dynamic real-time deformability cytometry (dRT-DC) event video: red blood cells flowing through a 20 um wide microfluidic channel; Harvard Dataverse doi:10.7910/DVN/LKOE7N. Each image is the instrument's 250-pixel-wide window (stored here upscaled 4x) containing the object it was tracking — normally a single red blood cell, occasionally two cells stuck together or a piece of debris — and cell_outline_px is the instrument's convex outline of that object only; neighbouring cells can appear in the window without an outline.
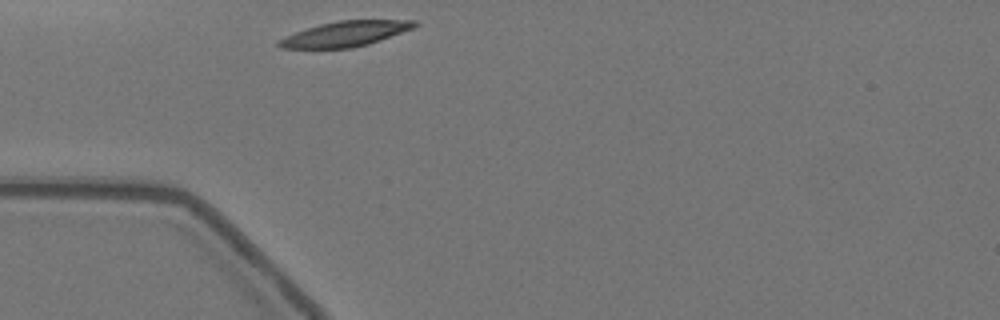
{"species": "Egyptian fruit bat (a non-hibernating species)", "species_latin": "Rousettus aegyptiacus", "temperature_condition": "warm", "stored_images_in_passage": 28, "camera_frame_rate_fps": 3000, "um_per_image_px": 0.085, "animal": {"sex": "female"}, "frame": {"image": 1, "passage_image": 1, "time_ms": 0.0, "image_size_px": [1000, 320], "cell_outline_px": [[420, 24], [412, 28], [368, 44], [352, 48], [280, 48], [276, 44], [276, 40], [284, 36], [320, 24], [336, 20], [416, 20]], "centroid_in_image_um": [29.31, 2.87], "position_along_channel_um": 55.7, "area_um2": 19.83}}
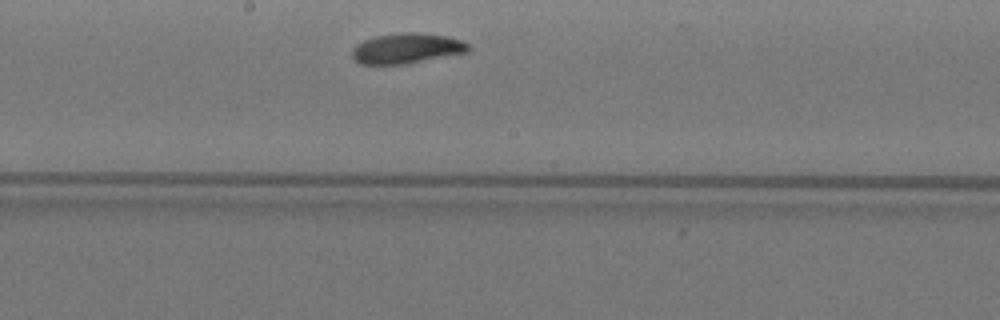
{"frame": {"image": 2, "passage_image": 15, "time_ms": 4.667, "image_size_px": [1000, 320], "cell_outline_px": [[472, 48], [468, 52], [408, 64], [360, 64], [352, 56], [352, 48], [356, 44], [364, 40], [376, 36], [404, 32], [420, 32], [448, 36], [460, 40], [468, 44]], "centroid_in_image_um": [34.59, 4.11], "position_along_channel_um": 213.6, "area_um2": 20.69}}
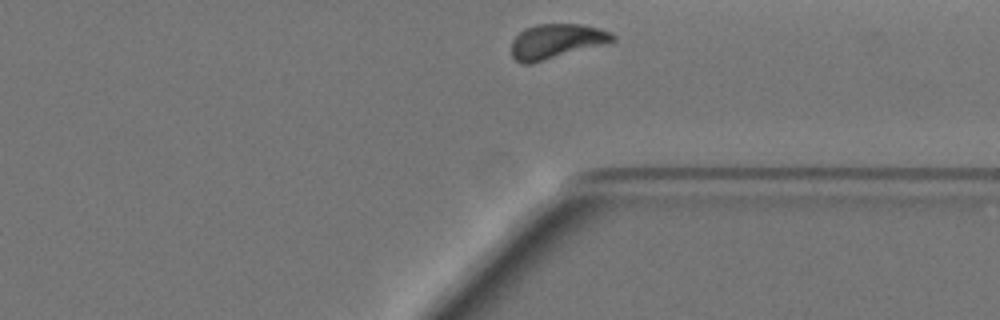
{"frame": {"image": 3, "passage_image": 28, "time_ms": 9.0, "image_size_px": [1000, 320], "cell_outline_px": [[616, 40], [608, 44], [532, 64], [520, 64], [512, 56], [512, 40], [524, 28], [536, 24], [580, 24], [600, 28], [612, 32], [616, 36]], "centroid_in_image_um": [47.33, 3.52], "position_along_channel_um": 364.1, "area_um2": 20.92}, "authors_computed_cell_mechanics": {"area_um2": 20.23, "velocity_mm_per_s": 3.4867, "shape_relaxation_time_tau1_ms": 3.6726, "shape_relaxation_time_tau2_ms": 4.6809, "deformation_change_tau1": 0.1309, "deformation_change_tau2": 0.0877}}